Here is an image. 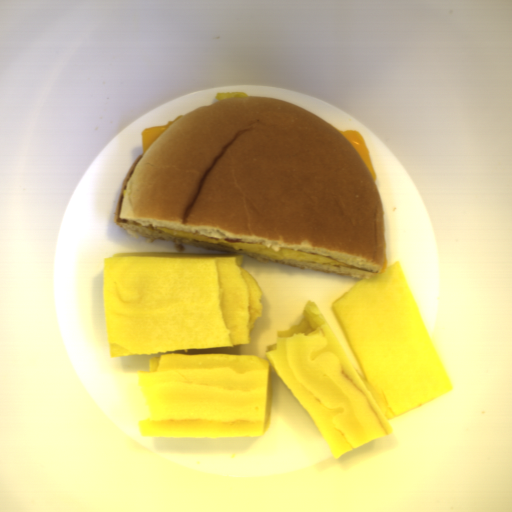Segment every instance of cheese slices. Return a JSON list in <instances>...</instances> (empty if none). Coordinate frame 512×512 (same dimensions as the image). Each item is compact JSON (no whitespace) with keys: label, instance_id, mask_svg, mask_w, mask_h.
Here are the masks:
<instances>
[{"label":"cheese slices","instance_id":"obj_3","mask_svg":"<svg viewBox=\"0 0 512 512\" xmlns=\"http://www.w3.org/2000/svg\"><path fill=\"white\" fill-rule=\"evenodd\" d=\"M183 116H185V115L181 114L174 120L169 121L165 126L149 127V128L143 129L141 132L142 141H143V155L148 151V149L157 141V139L167 130V128L172 123H174L178 119L182 118Z\"/></svg>","mask_w":512,"mask_h":512},{"label":"cheese slices","instance_id":"obj_1","mask_svg":"<svg viewBox=\"0 0 512 512\" xmlns=\"http://www.w3.org/2000/svg\"><path fill=\"white\" fill-rule=\"evenodd\" d=\"M156 230L163 231L170 235L182 237L185 239L197 241L200 243L208 244L211 246H215L222 249L232 250L241 253H248L254 255L275 257L281 259H288L293 261H299L304 263H310L315 265H321L326 267H351L341 262H338L333 259H329L326 257H322L316 254H312L309 252L291 250V249H282V250H273L268 248L264 244L252 243V242H236L222 238L203 236L199 234H194L182 230H177L173 228H157Z\"/></svg>","mask_w":512,"mask_h":512},{"label":"cheese slices","instance_id":"obj_2","mask_svg":"<svg viewBox=\"0 0 512 512\" xmlns=\"http://www.w3.org/2000/svg\"><path fill=\"white\" fill-rule=\"evenodd\" d=\"M345 140H347L357 151L358 155L364 162L365 166L371 173L374 180H377L378 174L372 164L371 157L369 154V150L367 147V143L363 138L362 134L355 130H348L343 132H338Z\"/></svg>","mask_w":512,"mask_h":512}]
</instances>
